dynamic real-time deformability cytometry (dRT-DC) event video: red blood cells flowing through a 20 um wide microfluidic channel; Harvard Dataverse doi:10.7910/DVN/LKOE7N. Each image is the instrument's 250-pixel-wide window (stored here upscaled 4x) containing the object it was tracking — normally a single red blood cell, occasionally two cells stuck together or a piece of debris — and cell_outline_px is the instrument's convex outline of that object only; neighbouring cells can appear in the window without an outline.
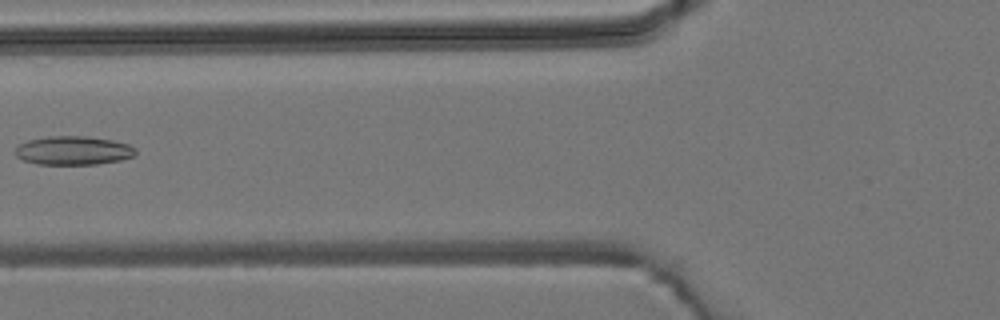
{"species": "common noctule bat (a hibernating species)", "species_latin": "Nyctalus noctula", "temperature_condition": "room temperature", "stored_images_in_passage": 3, "camera_frame_rate_fps": 3000, "um_per_image_px": 0.085, "animal": {"sex": "male", "body_mass_g": 19.2, "forearm_length_mm": 51.8}, "frame": {"image": 1, "passage_image": 3, "time_ms": 2.333, "image_size_px": [1000, 320], "cell_outline_px": [[136, 152], [132, 156], [120, 160], [96, 164], [36, 164], [24, 160], [16, 156], [16, 148], [20, 144], [28, 140], [48, 136], [88, 136], [112, 140], [128, 144], [136, 148]], "centroid_in_image_um": [6.23, 12.79], "position_along_channel_um": 119.6, "area_um2": 20.06}}